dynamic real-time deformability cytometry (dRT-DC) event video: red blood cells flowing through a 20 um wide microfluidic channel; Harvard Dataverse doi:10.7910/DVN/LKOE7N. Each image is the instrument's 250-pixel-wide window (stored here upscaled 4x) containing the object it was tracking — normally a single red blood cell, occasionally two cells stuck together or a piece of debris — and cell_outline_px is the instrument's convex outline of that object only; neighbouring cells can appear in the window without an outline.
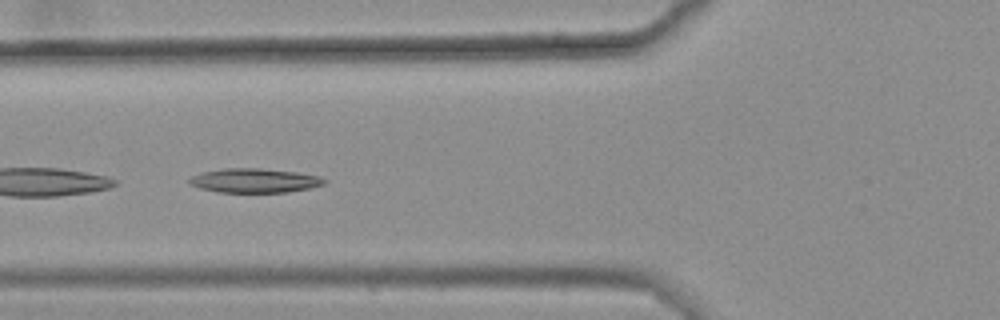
{"species": "common noctule bat (a hibernating species)", "species_latin": "Nyctalus noctula", "temperature_condition": "warm", "stored_images_in_passage": 45, "camera_frame_rate_fps": 3000, "um_per_image_px": 0.085, "animal": {"sex": "female", "body_mass_g": 25.1}, "frame": {"image": 1, "passage_image": 20, "time_ms": 6.333, "image_size_px": [1000, 320], "cell_outline_px": [[328, 180], [324, 184], [312, 188], [288, 192], [216, 192], [200, 188], [188, 184], [188, 180], [192, 176], [204, 172], [224, 168], [260, 168], [296, 172], [320, 176]], "centroid_in_image_um": [21.66, 15.35], "position_along_channel_um": 104.1, "area_um2": 19.13}}